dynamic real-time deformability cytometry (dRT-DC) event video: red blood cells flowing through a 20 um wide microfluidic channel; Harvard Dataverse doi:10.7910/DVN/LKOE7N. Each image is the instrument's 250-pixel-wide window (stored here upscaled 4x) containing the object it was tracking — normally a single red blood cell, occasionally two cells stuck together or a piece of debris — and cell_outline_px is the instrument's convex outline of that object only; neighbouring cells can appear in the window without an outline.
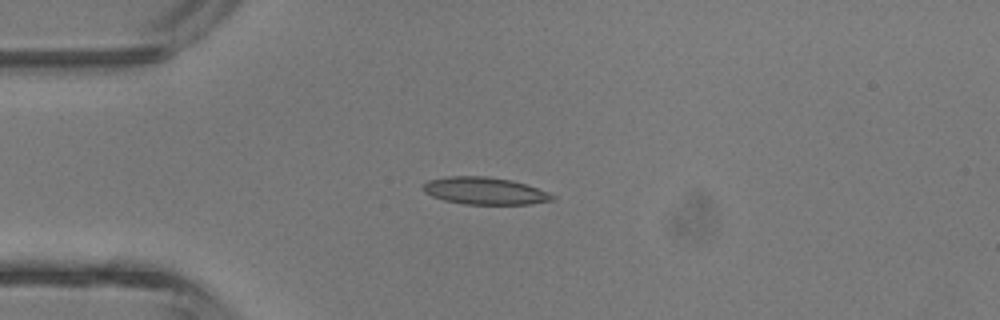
{"species": "common noctule bat (a hibernating species)", "species_latin": "Nyctalus noctula", "temperature_condition": "room temperature", "stored_images_in_passage": 4, "camera_frame_rate_fps": 3000, "um_per_image_px": 0.085, "animal": {"sex": "male", "body_mass_g": 13.3}, "frame": {"image": 1, "passage_image": 3, "time_ms": 2.333, "image_size_px": [1000, 320], "cell_outline_px": [[556, 200], [532, 204], [464, 204], [444, 200], [432, 196], [424, 192], [420, 188], [428, 180], [448, 176], [488, 176], [512, 180], [548, 192], [556, 196]], "centroid_in_image_um": [41.2, 16.22], "position_along_channel_um": 43.8, "area_um2": 20.63}}